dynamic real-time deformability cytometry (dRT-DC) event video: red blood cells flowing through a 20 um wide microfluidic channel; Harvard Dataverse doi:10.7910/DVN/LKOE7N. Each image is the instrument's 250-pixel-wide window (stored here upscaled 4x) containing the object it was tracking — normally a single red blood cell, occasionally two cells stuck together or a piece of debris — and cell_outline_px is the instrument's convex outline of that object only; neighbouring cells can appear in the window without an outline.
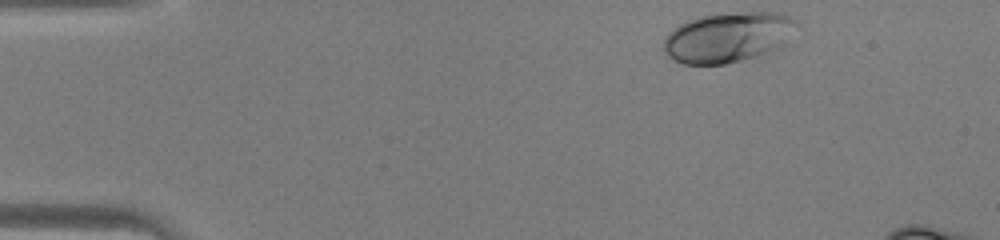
{"species": "human", "species_latin": "Homo sapiens", "temperature_condition": "warm", "stored_images_in_passage": 34, "camera_frame_rate_fps": 3000, "um_per_image_px": 0.085, "donor": {"sex": "male"}, "frame": {"image": 1, "passage_image": 1, "time_ms": 0.0, "image_size_px": [1000, 240], "cell_outline_px": [[800, 20], [784, 44], [780, 48], [756, 56], [728, 64], [684, 64], [668, 56], [664, 48], [664, 36], [672, 28], [688, 20], [700, 16], [716, 12], [780, 12], [792, 16]], "centroid_in_image_um": [61.9, 3.13], "position_along_channel_um": 23.1, "area_um2": 39.36}}
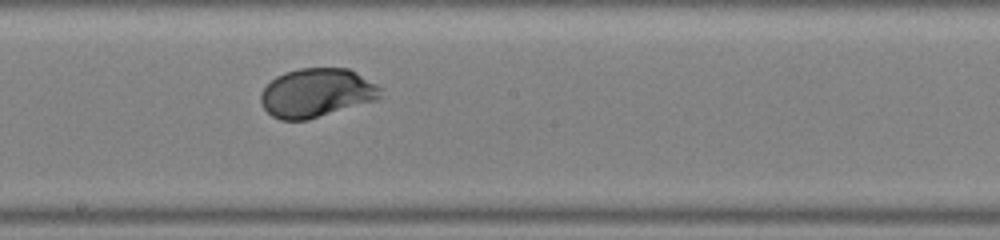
{"frame": {"image": 2, "passage_image": 20, "time_ms": 6.333, "image_size_px": [1000, 240], "cell_outline_px": [[388, 96], [376, 100], [308, 120], [280, 120], [272, 116], [264, 108], [260, 100], [260, 92], [276, 76], [284, 72], [300, 68], [348, 68], [356, 72], [376, 84]], "centroid_in_image_um": [26.94, 7.89], "position_along_channel_um": 221.3, "area_um2": 34.33}}
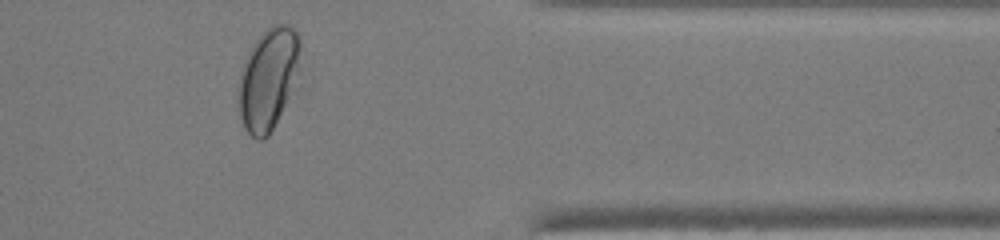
{"frame": {"image": 3, "passage_image": 32, "time_ms": 10.333, "image_size_px": [1000, 240], "cell_outline_px": [[312, 80], [268, 136], [264, 140], [256, 140], [244, 128], [240, 116], [236, 100], [240, 76], [244, 60], [248, 52], [256, 40], [272, 24], [288, 24], [296, 32], [300, 40], [312, 76]], "centroid_in_image_um": [23.09, 6.78], "position_along_channel_um": 388.3, "area_um2": 41.73}}